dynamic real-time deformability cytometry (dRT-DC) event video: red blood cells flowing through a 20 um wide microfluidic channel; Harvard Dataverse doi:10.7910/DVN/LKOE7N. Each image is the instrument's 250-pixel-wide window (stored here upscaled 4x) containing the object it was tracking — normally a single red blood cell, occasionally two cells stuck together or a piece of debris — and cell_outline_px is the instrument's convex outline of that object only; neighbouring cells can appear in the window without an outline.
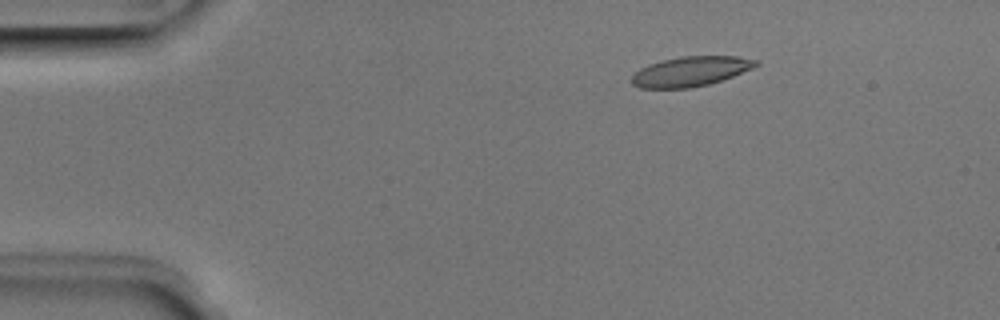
{"species": "Egyptian fruit bat (a non-hibernating species)", "species_latin": "Rousettus aegyptiacus", "temperature_condition": "room temperature", "stored_images_in_passage": 5, "camera_frame_rate_fps": 3000, "um_per_image_px": 0.085, "animal": {"sex": "male"}, "frame": {"image": 1, "passage_image": 3, "time_ms": 0.667, "image_size_px": [1000, 320], "cell_outline_px": [[760, 64], [752, 68], [732, 76], [708, 84], [688, 88], [640, 88], [632, 84], [632, 76], [640, 68], [648, 64], [680, 56], [736, 56], [760, 60]], "centroid_in_image_um": [58.71, 6.06], "position_along_channel_um": 26.3, "area_um2": 21.44}}
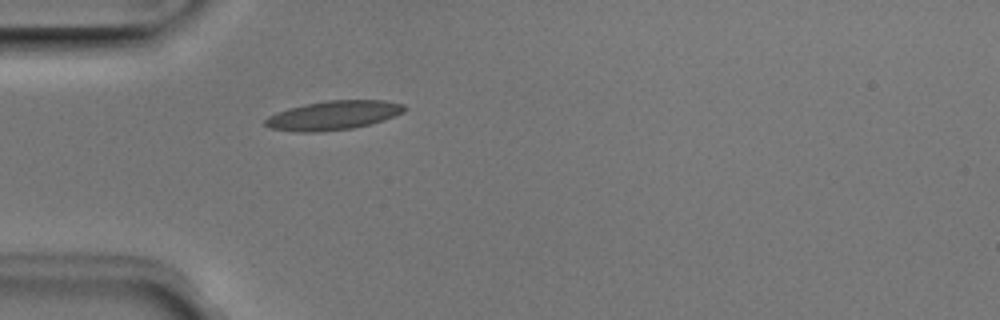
{"frame": {"image": 2, "passage_image": 5, "time_ms": 1.333, "image_size_px": [1000, 320], "cell_outline_px": [[408, 108], [404, 112], [384, 120], [352, 128], [312, 132], [300, 132], [268, 128], [264, 124], [264, 120], [268, 116], [288, 108], [304, 104], [328, 100], [384, 100], [404, 104]], "centroid_in_image_um": [28.34, 9.79], "position_along_channel_um": 56.7, "area_um2": 23.52}}